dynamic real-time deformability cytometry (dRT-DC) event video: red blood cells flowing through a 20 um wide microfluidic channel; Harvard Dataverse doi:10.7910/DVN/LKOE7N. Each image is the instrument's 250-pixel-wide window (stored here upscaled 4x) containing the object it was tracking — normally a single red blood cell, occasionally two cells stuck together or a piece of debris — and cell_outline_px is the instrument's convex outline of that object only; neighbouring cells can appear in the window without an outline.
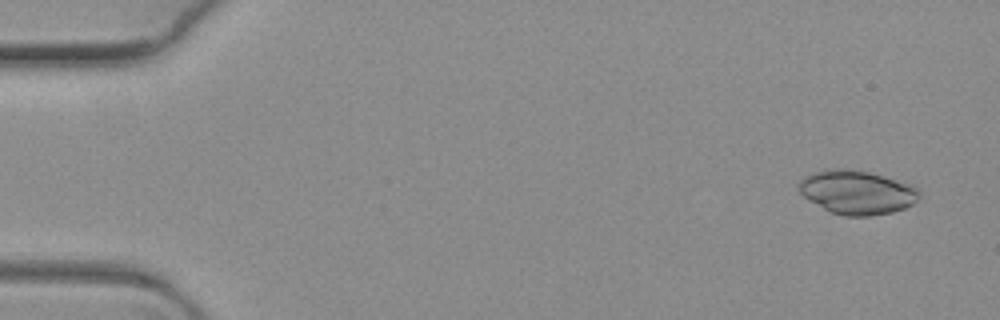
{"species": "common noctule bat (a hibernating species)", "species_latin": "Nyctalus noctula", "temperature_condition": "warm", "stored_images_in_passage": 5, "camera_frame_rate_fps": 3000, "um_per_image_px": 0.085, "animal": {"sex": "female", "body_mass_g": 19.3, "forearm_length_mm": 54.1}, "frame": {"image": 1, "passage_image": 1, "time_ms": 0.0, "image_size_px": [1000, 320], "cell_outline_px": [[920, 196], [912, 204], [904, 208], [892, 212], [872, 216], [844, 216], [828, 212], [804, 196], [800, 192], [796, 184], [804, 176], [824, 168], [840, 168], [868, 172], [912, 184], [920, 192]], "centroid_in_image_um": [72.81, 16.34], "position_along_channel_um": 12.2, "area_um2": 30.92}}
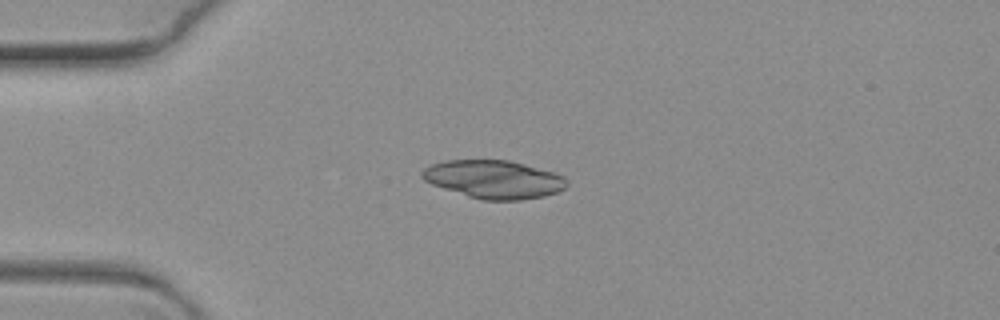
{"frame": {"image": 2, "passage_image": 4, "time_ms": 1.0, "image_size_px": [1000, 320], "cell_outline_px": [[568, 184], [564, 188], [556, 192], [544, 196], [520, 200], [484, 200], [468, 196], [432, 184], [424, 180], [420, 176], [420, 172], [428, 164], [444, 160], [508, 160], [524, 164], [552, 172], [564, 176], [568, 180]], "centroid_in_image_um": [41.94, 15.23], "position_along_channel_um": 43.1, "area_um2": 32.14}}